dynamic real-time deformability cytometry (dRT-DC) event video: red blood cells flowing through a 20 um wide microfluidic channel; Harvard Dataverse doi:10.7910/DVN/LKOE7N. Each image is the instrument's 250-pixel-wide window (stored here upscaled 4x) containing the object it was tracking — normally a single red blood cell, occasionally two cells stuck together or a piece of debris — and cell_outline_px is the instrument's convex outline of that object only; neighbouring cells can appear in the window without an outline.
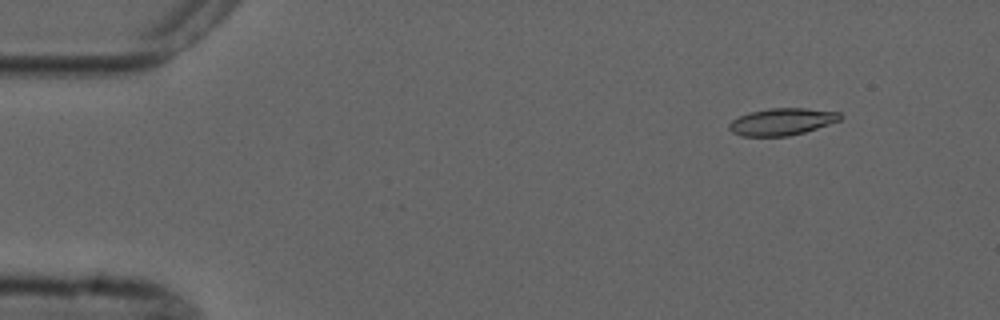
{"species": "common noctule bat (a hibernating species)", "species_latin": "Nyctalus noctula", "temperature_condition": "cold", "stored_images_in_passage": 6, "camera_frame_rate_fps": 3000, "um_per_image_px": 0.085, "animal": {"sex": "male", "forearm_length_mm": 52.5}, "frame": {"image": 1, "passage_image": 2, "time_ms": 1.0, "image_size_px": [1000, 320], "cell_outline_px": [[844, 116], [840, 120], [804, 132], [788, 136], [740, 136], [732, 132], [728, 128], [728, 124], [732, 120], [748, 112], [768, 108], [808, 108], [840, 112]], "centroid_in_image_um": [66.45, 10.33], "position_along_channel_um": 18.5, "area_um2": 17.57}}
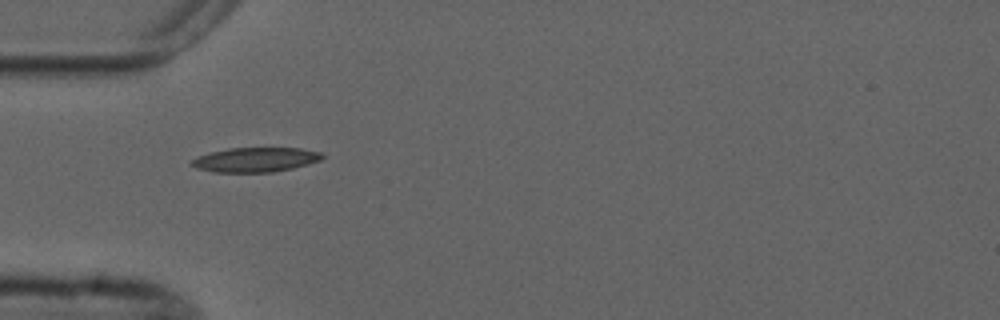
{"frame": {"image": 2, "passage_image": 5, "time_ms": 4.667, "image_size_px": [1000, 320], "cell_outline_px": [[324, 156], [320, 160], [308, 164], [292, 168], [272, 172], [212, 172], [196, 168], [188, 164], [196, 156], [228, 148], [300, 148], [320, 152]], "centroid_in_image_um": [21.67, 13.57], "position_along_channel_um": 63.3, "area_um2": 18.67}}
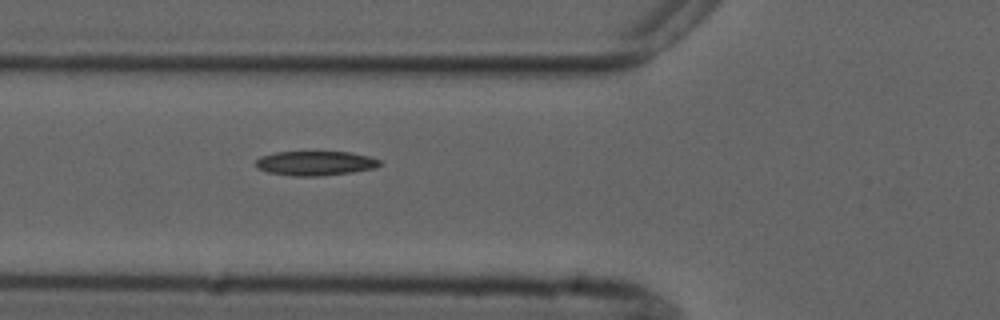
{"frame": {"image": 3, "passage_image": 6, "time_ms": 5.667, "image_size_px": [1000, 320], "cell_outline_px": [[384, 164], [376, 168], [352, 172], [320, 176], [292, 176], [268, 172], [256, 168], [256, 160], [260, 156], [276, 152], [352, 152], [368, 156], [380, 160]], "centroid_in_image_um": [26.82, 13.88], "position_along_channel_um": 99.0, "area_um2": 17.8}}